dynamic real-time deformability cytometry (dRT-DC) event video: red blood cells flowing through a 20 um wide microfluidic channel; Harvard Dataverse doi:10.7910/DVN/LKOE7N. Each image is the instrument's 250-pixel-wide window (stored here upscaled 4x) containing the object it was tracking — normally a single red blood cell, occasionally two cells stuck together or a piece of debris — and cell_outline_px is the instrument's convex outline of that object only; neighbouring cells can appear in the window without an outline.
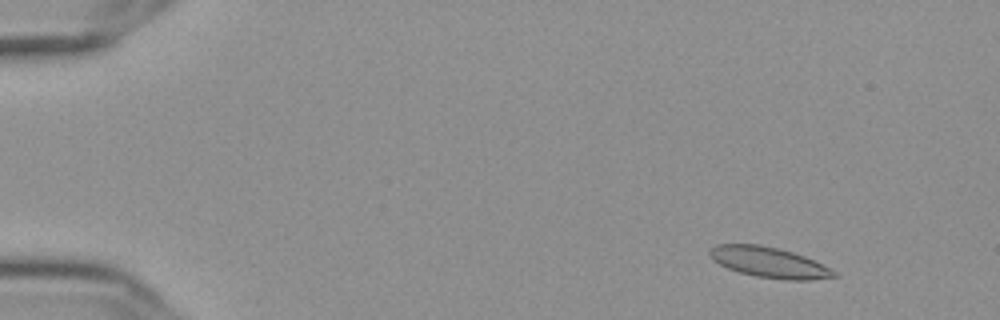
{"species": "Egyptian fruit bat (a non-hibernating species)", "species_latin": "Rousettus aegyptiacus", "temperature_condition": "cold", "stored_images_in_passage": 56, "camera_frame_rate_fps": 3000, "um_per_image_px": 0.085, "frame": {"image": 1, "passage_image": 6, "time_ms": 1.667, "image_size_px": [1000, 320], "cell_outline_px": [[840, 276], [812, 280], [788, 280], [756, 276], [740, 272], [728, 268], [720, 264], [708, 252], [716, 244], [760, 244], [792, 252], [804, 256], [836, 272]], "centroid_in_image_um": [65.39, 22.3], "position_along_channel_um": 19.6, "area_um2": 21.68}}
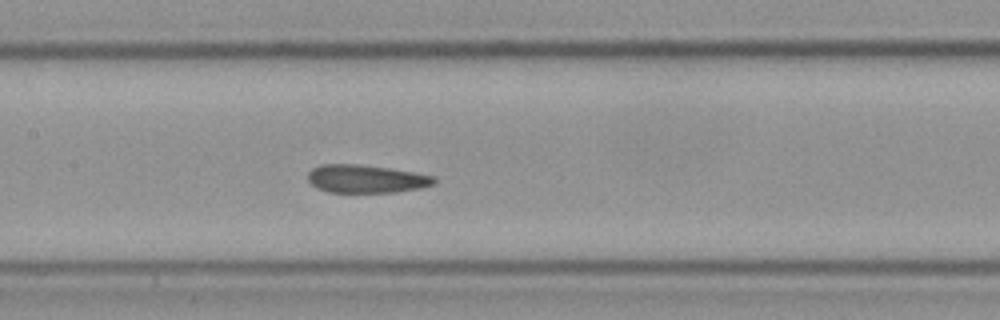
{"frame": {"image": 2, "passage_image": 28, "time_ms": 9.0, "image_size_px": [1000, 320], "cell_outline_px": [[436, 184], [420, 188], [396, 192], [328, 192], [316, 188], [308, 180], [308, 172], [312, 168], [320, 164], [356, 164], [388, 168], [436, 176]], "centroid_in_image_um": [31.11, 15.2], "position_along_channel_um": 176.3, "area_um2": 20.69}}
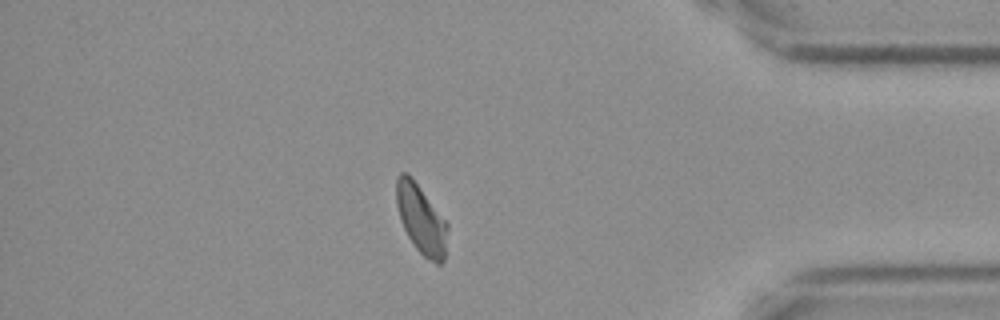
{"frame": {"image": 3, "passage_image": 49, "time_ms": 16.0, "image_size_px": [1000, 320], "cell_outline_px": [[448, 228], [444, 260], [440, 264], [436, 264], [428, 260], [416, 248], [408, 236], [400, 220], [396, 204], [396, 176], [400, 172], [408, 172], [412, 176], [448, 224]], "centroid_in_image_um": [35.78, 18.61], "position_along_channel_um": 399.4, "area_um2": 20.69}, "authors_computed_cell_mechanics": {"area_um2": 21.4438, "velocity_mm_per_s": 3.6109, "shape_relaxation_time_tau1_ms": null, "shape_relaxation_time_tau2_ms": 2.5369, "deformation_change_tau1": null, "deformation_change_tau2": 0.0892}}